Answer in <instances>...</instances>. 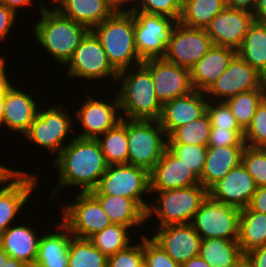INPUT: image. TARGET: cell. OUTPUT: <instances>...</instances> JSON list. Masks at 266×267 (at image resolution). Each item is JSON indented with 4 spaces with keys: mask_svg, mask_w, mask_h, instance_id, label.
<instances>
[{
    "mask_svg": "<svg viewBox=\"0 0 266 267\" xmlns=\"http://www.w3.org/2000/svg\"><path fill=\"white\" fill-rule=\"evenodd\" d=\"M53 163L59 180L49 195L51 200L67 186H80V192H91L99 185L108 166L98 141L79 137H71Z\"/></svg>",
    "mask_w": 266,
    "mask_h": 267,
    "instance_id": "6da1fadb",
    "label": "cell"
},
{
    "mask_svg": "<svg viewBox=\"0 0 266 267\" xmlns=\"http://www.w3.org/2000/svg\"><path fill=\"white\" fill-rule=\"evenodd\" d=\"M39 7L41 18L33 26L35 39L56 62L66 66L90 30L61 15L55 8L44 4Z\"/></svg>",
    "mask_w": 266,
    "mask_h": 267,
    "instance_id": "7a4b0ae2",
    "label": "cell"
},
{
    "mask_svg": "<svg viewBox=\"0 0 266 267\" xmlns=\"http://www.w3.org/2000/svg\"><path fill=\"white\" fill-rule=\"evenodd\" d=\"M117 83L121 84L116 94L119 100L120 114L124 113L122 118L160 119L163 105L156 97L151 71L143 63L132 69L120 71Z\"/></svg>",
    "mask_w": 266,
    "mask_h": 267,
    "instance_id": "3957f363",
    "label": "cell"
},
{
    "mask_svg": "<svg viewBox=\"0 0 266 267\" xmlns=\"http://www.w3.org/2000/svg\"><path fill=\"white\" fill-rule=\"evenodd\" d=\"M91 31L99 39L109 62L118 72L143 63L135 47L132 11L114 12Z\"/></svg>",
    "mask_w": 266,
    "mask_h": 267,
    "instance_id": "277c9868",
    "label": "cell"
},
{
    "mask_svg": "<svg viewBox=\"0 0 266 267\" xmlns=\"http://www.w3.org/2000/svg\"><path fill=\"white\" fill-rule=\"evenodd\" d=\"M156 198L150 203L146 212V220L155 216L158 227L190 224L199 210L202 202L207 198L208 190L201 184L166 191H150ZM158 195V197H157Z\"/></svg>",
    "mask_w": 266,
    "mask_h": 267,
    "instance_id": "5b68a950",
    "label": "cell"
},
{
    "mask_svg": "<svg viewBox=\"0 0 266 267\" xmlns=\"http://www.w3.org/2000/svg\"><path fill=\"white\" fill-rule=\"evenodd\" d=\"M127 164L149 172L168 148V136L158 120L127 119Z\"/></svg>",
    "mask_w": 266,
    "mask_h": 267,
    "instance_id": "8992f818",
    "label": "cell"
},
{
    "mask_svg": "<svg viewBox=\"0 0 266 267\" xmlns=\"http://www.w3.org/2000/svg\"><path fill=\"white\" fill-rule=\"evenodd\" d=\"M91 193L118 195L133 199L147 212L149 203L145 201L144 196L147 193L151 194L150 172L130 164L109 165L99 185Z\"/></svg>",
    "mask_w": 266,
    "mask_h": 267,
    "instance_id": "52a82bcc",
    "label": "cell"
},
{
    "mask_svg": "<svg viewBox=\"0 0 266 267\" xmlns=\"http://www.w3.org/2000/svg\"><path fill=\"white\" fill-rule=\"evenodd\" d=\"M38 110V115L31 124L24 138L32 144L39 145L49 152L58 156L62 149L67 145L64 144L69 133L75 132L72 130L74 124L73 116L66 110L64 105H50L46 110ZM73 119V120H72ZM67 136V137H66ZM64 144V145H63Z\"/></svg>",
    "mask_w": 266,
    "mask_h": 267,
    "instance_id": "ba28073f",
    "label": "cell"
},
{
    "mask_svg": "<svg viewBox=\"0 0 266 267\" xmlns=\"http://www.w3.org/2000/svg\"><path fill=\"white\" fill-rule=\"evenodd\" d=\"M134 15L135 47L144 61L163 58L173 29L178 21L174 18L143 11H132Z\"/></svg>",
    "mask_w": 266,
    "mask_h": 267,
    "instance_id": "9c48e42d",
    "label": "cell"
},
{
    "mask_svg": "<svg viewBox=\"0 0 266 267\" xmlns=\"http://www.w3.org/2000/svg\"><path fill=\"white\" fill-rule=\"evenodd\" d=\"M67 76L88 80L112 79L117 81L119 72L111 65L99 39L90 30L75 49L67 64ZM112 77V78H111Z\"/></svg>",
    "mask_w": 266,
    "mask_h": 267,
    "instance_id": "30bf717a",
    "label": "cell"
},
{
    "mask_svg": "<svg viewBox=\"0 0 266 267\" xmlns=\"http://www.w3.org/2000/svg\"><path fill=\"white\" fill-rule=\"evenodd\" d=\"M78 193L75 201L72 200L70 204L60 207L62 209L61 222L73 236L89 239L112 222L103 211L99 200L91 192L78 191Z\"/></svg>",
    "mask_w": 266,
    "mask_h": 267,
    "instance_id": "8fae6325",
    "label": "cell"
},
{
    "mask_svg": "<svg viewBox=\"0 0 266 267\" xmlns=\"http://www.w3.org/2000/svg\"><path fill=\"white\" fill-rule=\"evenodd\" d=\"M240 211L238 208L215 201L208 195L190 224L201 239L238 240Z\"/></svg>",
    "mask_w": 266,
    "mask_h": 267,
    "instance_id": "7c38bea8",
    "label": "cell"
},
{
    "mask_svg": "<svg viewBox=\"0 0 266 267\" xmlns=\"http://www.w3.org/2000/svg\"><path fill=\"white\" fill-rule=\"evenodd\" d=\"M212 46L206 29L188 27L178 21L163 58L190 70Z\"/></svg>",
    "mask_w": 266,
    "mask_h": 267,
    "instance_id": "4fadbf2b",
    "label": "cell"
},
{
    "mask_svg": "<svg viewBox=\"0 0 266 267\" xmlns=\"http://www.w3.org/2000/svg\"><path fill=\"white\" fill-rule=\"evenodd\" d=\"M253 89H266L264 77L236 53L224 73L205 94L208 100L225 101L239 93Z\"/></svg>",
    "mask_w": 266,
    "mask_h": 267,
    "instance_id": "5bb4252c",
    "label": "cell"
},
{
    "mask_svg": "<svg viewBox=\"0 0 266 267\" xmlns=\"http://www.w3.org/2000/svg\"><path fill=\"white\" fill-rule=\"evenodd\" d=\"M85 97L87 99L83 100L82 106L76 109V121H79L83 129L76 137L97 139L122 120L119 100L116 93L111 103L95 99L91 94Z\"/></svg>",
    "mask_w": 266,
    "mask_h": 267,
    "instance_id": "9a60e30c",
    "label": "cell"
},
{
    "mask_svg": "<svg viewBox=\"0 0 266 267\" xmlns=\"http://www.w3.org/2000/svg\"><path fill=\"white\" fill-rule=\"evenodd\" d=\"M143 64L151 71L155 94L162 105L194 90L189 69L164 58L144 60Z\"/></svg>",
    "mask_w": 266,
    "mask_h": 267,
    "instance_id": "2e32d148",
    "label": "cell"
},
{
    "mask_svg": "<svg viewBox=\"0 0 266 267\" xmlns=\"http://www.w3.org/2000/svg\"><path fill=\"white\" fill-rule=\"evenodd\" d=\"M254 21L253 12L226 6L205 29L213 45L237 50Z\"/></svg>",
    "mask_w": 266,
    "mask_h": 267,
    "instance_id": "e0dca14e",
    "label": "cell"
},
{
    "mask_svg": "<svg viewBox=\"0 0 266 267\" xmlns=\"http://www.w3.org/2000/svg\"><path fill=\"white\" fill-rule=\"evenodd\" d=\"M37 176L32 172H16L0 186V236L12 225L27 201H30L29 198L39 183Z\"/></svg>",
    "mask_w": 266,
    "mask_h": 267,
    "instance_id": "ac0fdd59",
    "label": "cell"
},
{
    "mask_svg": "<svg viewBox=\"0 0 266 267\" xmlns=\"http://www.w3.org/2000/svg\"><path fill=\"white\" fill-rule=\"evenodd\" d=\"M158 228L150 237L175 262L183 264L199 256L201 237L191 224L168 225Z\"/></svg>",
    "mask_w": 266,
    "mask_h": 267,
    "instance_id": "d6986e66",
    "label": "cell"
},
{
    "mask_svg": "<svg viewBox=\"0 0 266 267\" xmlns=\"http://www.w3.org/2000/svg\"><path fill=\"white\" fill-rule=\"evenodd\" d=\"M257 188L253 177L241 162L215 183L208 194L215 201L242 210L248 207Z\"/></svg>",
    "mask_w": 266,
    "mask_h": 267,
    "instance_id": "ffe728a7",
    "label": "cell"
},
{
    "mask_svg": "<svg viewBox=\"0 0 266 267\" xmlns=\"http://www.w3.org/2000/svg\"><path fill=\"white\" fill-rule=\"evenodd\" d=\"M208 101L205 92L194 89L186 95L164 103L158 121L167 136L176 128L203 116L207 112Z\"/></svg>",
    "mask_w": 266,
    "mask_h": 267,
    "instance_id": "44dd1931",
    "label": "cell"
},
{
    "mask_svg": "<svg viewBox=\"0 0 266 267\" xmlns=\"http://www.w3.org/2000/svg\"><path fill=\"white\" fill-rule=\"evenodd\" d=\"M200 184L199 177L168 148L150 171V191H166Z\"/></svg>",
    "mask_w": 266,
    "mask_h": 267,
    "instance_id": "7402d4cb",
    "label": "cell"
},
{
    "mask_svg": "<svg viewBox=\"0 0 266 267\" xmlns=\"http://www.w3.org/2000/svg\"><path fill=\"white\" fill-rule=\"evenodd\" d=\"M27 92L12 86L4 94V116L2 127L6 126L14 134L15 132L25 135L36 116L40 106Z\"/></svg>",
    "mask_w": 266,
    "mask_h": 267,
    "instance_id": "603a6c76",
    "label": "cell"
},
{
    "mask_svg": "<svg viewBox=\"0 0 266 267\" xmlns=\"http://www.w3.org/2000/svg\"><path fill=\"white\" fill-rule=\"evenodd\" d=\"M235 54L236 50L233 48L213 45L190 69L193 88L198 91L206 92L224 73Z\"/></svg>",
    "mask_w": 266,
    "mask_h": 267,
    "instance_id": "cb8c5ba5",
    "label": "cell"
},
{
    "mask_svg": "<svg viewBox=\"0 0 266 267\" xmlns=\"http://www.w3.org/2000/svg\"><path fill=\"white\" fill-rule=\"evenodd\" d=\"M9 226L0 236V246L11 258L33 267L37 257L40 235L31 226ZM37 233V234H36Z\"/></svg>",
    "mask_w": 266,
    "mask_h": 267,
    "instance_id": "d4e9b609",
    "label": "cell"
},
{
    "mask_svg": "<svg viewBox=\"0 0 266 267\" xmlns=\"http://www.w3.org/2000/svg\"><path fill=\"white\" fill-rule=\"evenodd\" d=\"M54 228H57L56 232L41 234L33 267H68V250L73 234L61 221Z\"/></svg>",
    "mask_w": 266,
    "mask_h": 267,
    "instance_id": "484cf974",
    "label": "cell"
},
{
    "mask_svg": "<svg viewBox=\"0 0 266 267\" xmlns=\"http://www.w3.org/2000/svg\"><path fill=\"white\" fill-rule=\"evenodd\" d=\"M245 146H207L205 165L199 177L200 184L209 190L221 180L232 168L242 162Z\"/></svg>",
    "mask_w": 266,
    "mask_h": 267,
    "instance_id": "4316f807",
    "label": "cell"
},
{
    "mask_svg": "<svg viewBox=\"0 0 266 267\" xmlns=\"http://www.w3.org/2000/svg\"><path fill=\"white\" fill-rule=\"evenodd\" d=\"M54 6L61 15L89 30L108 19L115 12L106 0H60Z\"/></svg>",
    "mask_w": 266,
    "mask_h": 267,
    "instance_id": "83f0119b",
    "label": "cell"
},
{
    "mask_svg": "<svg viewBox=\"0 0 266 267\" xmlns=\"http://www.w3.org/2000/svg\"><path fill=\"white\" fill-rule=\"evenodd\" d=\"M112 223L134 228L148 223L146 212L133 200L118 195L93 194Z\"/></svg>",
    "mask_w": 266,
    "mask_h": 267,
    "instance_id": "f1b7e54d",
    "label": "cell"
},
{
    "mask_svg": "<svg viewBox=\"0 0 266 267\" xmlns=\"http://www.w3.org/2000/svg\"><path fill=\"white\" fill-rule=\"evenodd\" d=\"M199 255L211 267H237L244 260L238 241L223 238L202 239Z\"/></svg>",
    "mask_w": 266,
    "mask_h": 267,
    "instance_id": "f546056e",
    "label": "cell"
},
{
    "mask_svg": "<svg viewBox=\"0 0 266 267\" xmlns=\"http://www.w3.org/2000/svg\"><path fill=\"white\" fill-rule=\"evenodd\" d=\"M236 53L264 77L266 75V24L254 21Z\"/></svg>",
    "mask_w": 266,
    "mask_h": 267,
    "instance_id": "4dcf8cb0",
    "label": "cell"
},
{
    "mask_svg": "<svg viewBox=\"0 0 266 267\" xmlns=\"http://www.w3.org/2000/svg\"><path fill=\"white\" fill-rule=\"evenodd\" d=\"M238 243L242 252L266 245V213L248 207L240 211Z\"/></svg>",
    "mask_w": 266,
    "mask_h": 267,
    "instance_id": "1f68e13d",
    "label": "cell"
},
{
    "mask_svg": "<svg viewBox=\"0 0 266 267\" xmlns=\"http://www.w3.org/2000/svg\"><path fill=\"white\" fill-rule=\"evenodd\" d=\"M226 6V0H182L179 22L188 27L205 29Z\"/></svg>",
    "mask_w": 266,
    "mask_h": 267,
    "instance_id": "d6a6232c",
    "label": "cell"
},
{
    "mask_svg": "<svg viewBox=\"0 0 266 267\" xmlns=\"http://www.w3.org/2000/svg\"><path fill=\"white\" fill-rule=\"evenodd\" d=\"M96 140L101 147V151L108 166L127 164V119L122 118L115 127L109 129Z\"/></svg>",
    "mask_w": 266,
    "mask_h": 267,
    "instance_id": "836d02e7",
    "label": "cell"
},
{
    "mask_svg": "<svg viewBox=\"0 0 266 267\" xmlns=\"http://www.w3.org/2000/svg\"><path fill=\"white\" fill-rule=\"evenodd\" d=\"M266 98V89H253L225 100L240 128L245 131L261 102Z\"/></svg>",
    "mask_w": 266,
    "mask_h": 267,
    "instance_id": "e575fe53",
    "label": "cell"
},
{
    "mask_svg": "<svg viewBox=\"0 0 266 267\" xmlns=\"http://www.w3.org/2000/svg\"><path fill=\"white\" fill-rule=\"evenodd\" d=\"M129 227L122 224L111 223L101 232L91 236L89 240L107 258L127 248L131 240V231Z\"/></svg>",
    "mask_w": 266,
    "mask_h": 267,
    "instance_id": "d590c367",
    "label": "cell"
},
{
    "mask_svg": "<svg viewBox=\"0 0 266 267\" xmlns=\"http://www.w3.org/2000/svg\"><path fill=\"white\" fill-rule=\"evenodd\" d=\"M108 258L86 238L73 236L68 250V267H107Z\"/></svg>",
    "mask_w": 266,
    "mask_h": 267,
    "instance_id": "8d00e7d4",
    "label": "cell"
},
{
    "mask_svg": "<svg viewBox=\"0 0 266 267\" xmlns=\"http://www.w3.org/2000/svg\"><path fill=\"white\" fill-rule=\"evenodd\" d=\"M211 128V120L206 112L200 118L176 128L168 136V144L207 146Z\"/></svg>",
    "mask_w": 266,
    "mask_h": 267,
    "instance_id": "74e56055",
    "label": "cell"
},
{
    "mask_svg": "<svg viewBox=\"0 0 266 267\" xmlns=\"http://www.w3.org/2000/svg\"><path fill=\"white\" fill-rule=\"evenodd\" d=\"M168 149L200 177L205 165L207 146L168 144Z\"/></svg>",
    "mask_w": 266,
    "mask_h": 267,
    "instance_id": "f35d334b",
    "label": "cell"
},
{
    "mask_svg": "<svg viewBox=\"0 0 266 267\" xmlns=\"http://www.w3.org/2000/svg\"><path fill=\"white\" fill-rule=\"evenodd\" d=\"M242 164L253 177L257 187L266 186V148L245 146L242 152Z\"/></svg>",
    "mask_w": 266,
    "mask_h": 267,
    "instance_id": "ab89813d",
    "label": "cell"
},
{
    "mask_svg": "<svg viewBox=\"0 0 266 267\" xmlns=\"http://www.w3.org/2000/svg\"><path fill=\"white\" fill-rule=\"evenodd\" d=\"M245 145L266 148V98L258 106L250 125L244 131Z\"/></svg>",
    "mask_w": 266,
    "mask_h": 267,
    "instance_id": "60d3db41",
    "label": "cell"
},
{
    "mask_svg": "<svg viewBox=\"0 0 266 267\" xmlns=\"http://www.w3.org/2000/svg\"><path fill=\"white\" fill-rule=\"evenodd\" d=\"M131 11L169 16L179 21L182 0H134Z\"/></svg>",
    "mask_w": 266,
    "mask_h": 267,
    "instance_id": "b9f144b4",
    "label": "cell"
},
{
    "mask_svg": "<svg viewBox=\"0 0 266 267\" xmlns=\"http://www.w3.org/2000/svg\"><path fill=\"white\" fill-rule=\"evenodd\" d=\"M143 235L140 236V243L130 244L127 248L118 251L108 257L107 267H144L143 256Z\"/></svg>",
    "mask_w": 266,
    "mask_h": 267,
    "instance_id": "7bdbcfd3",
    "label": "cell"
},
{
    "mask_svg": "<svg viewBox=\"0 0 266 267\" xmlns=\"http://www.w3.org/2000/svg\"><path fill=\"white\" fill-rule=\"evenodd\" d=\"M144 267H182L175 262L150 235H143Z\"/></svg>",
    "mask_w": 266,
    "mask_h": 267,
    "instance_id": "ee69618b",
    "label": "cell"
},
{
    "mask_svg": "<svg viewBox=\"0 0 266 267\" xmlns=\"http://www.w3.org/2000/svg\"><path fill=\"white\" fill-rule=\"evenodd\" d=\"M207 113L212 128L242 130L225 101H208Z\"/></svg>",
    "mask_w": 266,
    "mask_h": 267,
    "instance_id": "f6af8a7d",
    "label": "cell"
},
{
    "mask_svg": "<svg viewBox=\"0 0 266 267\" xmlns=\"http://www.w3.org/2000/svg\"><path fill=\"white\" fill-rule=\"evenodd\" d=\"M207 146H246L244 141V131L223 128H211Z\"/></svg>",
    "mask_w": 266,
    "mask_h": 267,
    "instance_id": "bcb514c9",
    "label": "cell"
},
{
    "mask_svg": "<svg viewBox=\"0 0 266 267\" xmlns=\"http://www.w3.org/2000/svg\"><path fill=\"white\" fill-rule=\"evenodd\" d=\"M17 15L14 11L0 3V42L7 41L6 39L10 35L11 27H14Z\"/></svg>",
    "mask_w": 266,
    "mask_h": 267,
    "instance_id": "7dc6e473",
    "label": "cell"
},
{
    "mask_svg": "<svg viewBox=\"0 0 266 267\" xmlns=\"http://www.w3.org/2000/svg\"><path fill=\"white\" fill-rule=\"evenodd\" d=\"M250 267H266V245L254 248L244 254Z\"/></svg>",
    "mask_w": 266,
    "mask_h": 267,
    "instance_id": "c3c4849f",
    "label": "cell"
},
{
    "mask_svg": "<svg viewBox=\"0 0 266 267\" xmlns=\"http://www.w3.org/2000/svg\"><path fill=\"white\" fill-rule=\"evenodd\" d=\"M250 210L266 213V186L258 187L248 205Z\"/></svg>",
    "mask_w": 266,
    "mask_h": 267,
    "instance_id": "681fc988",
    "label": "cell"
},
{
    "mask_svg": "<svg viewBox=\"0 0 266 267\" xmlns=\"http://www.w3.org/2000/svg\"><path fill=\"white\" fill-rule=\"evenodd\" d=\"M5 56L0 55V94H5L12 86L13 81L8 79V71L6 72V61Z\"/></svg>",
    "mask_w": 266,
    "mask_h": 267,
    "instance_id": "f907efd6",
    "label": "cell"
},
{
    "mask_svg": "<svg viewBox=\"0 0 266 267\" xmlns=\"http://www.w3.org/2000/svg\"><path fill=\"white\" fill-rule=\"evenodd\" d=\"M226 2L229 7L250 12H254L258 4V0H226Z\"/></svg>",
    "mask_w": 266,
    "mask_h": 267,
    "instance_id": "816d5d0a",
    "label": "cell"
},
{
    "mask_svg": "<svg viewBox=\"0 0 266 267\" xmlns=\"http://www.w3.org/2000/svg\"><path fill=\"white\" fill-rule=\"evenodd\" d=\"M1 4H4L7 8L14 11L16 14H18V9L24 7L31 6L33 3L32 0H0Z\"/></svg>",
    "mask_w": 266,
    "mask_h": 267,
    "instance_id": "f5cc1de1",
    "label": "cell"
},
{
    "mask_svg": "<svg viewBox=\"0 0 266 267\" xmlns=\"http://www.w3.org/2000/svg\"><path fill=\"white\" fill-rule=\"evenodd\" d=\"M106 2L112 7V9L117 11H131L133 7L134 0H106ZM127 3V4H126ZM131 3V4H130ZM130 6H129V5ZM128 7H127V6ZM125 6V7H124ZM132 6V7H131ZM124 7V8H123ZM126 8V9H125Z\"/></svg>",
    "mask_w": 266,
    "mask_h": 267,
    "instance_id": "db71d44e",
    "label": "cell"
},
{
    "mask_svg": "<svg viewBox=\"0 0 266 267\" xmlns=\"http://www.w3.org/2000/svg\"><path fill=\"white\" fill-rule=\"evenodd\" d=\"M253 15L256 22L266 24V0H258Z\"/></svg>",
    "mask_w": 266,
    "mask_h": 267,
    "instance_id": "11a10c76",
    "label": "cell"
},
{
    "mask_svg": "<svg viewBox=\"0 0 266 267\" xmlns=\"http://www.w3.org/2000/svg\"><path fill=\"white\" fill-rule=\"evenodd\" d=\"M16 172H20V170H15L5 166L4 164H0V184L3 185Z\"/></svg>",
    "mask_w": 266,
    "mask_h": 267,
    "instance_id": "9f6ffc18",
    "label": "cell"
},
{
    "mask_svg": "<svg viewBox=\"0 0 266 267\" xmlns=\"http://www.w3.org/2000/svg\"><path fill=\"white\" fill-rule=\"evenodd\" d=\"M182 267H211L200 255L182 264Z\"/></svg>",
    "mask_w": 266,
    "mask_h": 267,
    "instance_id": "6f0895ef",
    "label": "cell"
},
{
    "mask_svg": "<svg viewBox=\"0 0 266 267\" xmlns=\"http://www.w3.org/2000/svg\"><path fill=\"white\" fill-rule=\"evenodd\" d=\"M2 267H28L27 265H25L23 262L15 259V258H11L9 257L6 260L5 265H3Z\"/></svg>",
    "mask_w": 266,
    "mask_h": 267,
    "instance_id": "680465c9",
    "label": "cell"
},
{
    "mask_svg": "<svg viewBox=\"0 0 266 267\" xmlns=\"http://www.w3.org/2000/svg\"><path fill=\"white\" fill-rule=\"evenodd\" d=\"M3 116H4V94H0V127L3 124Z\"/></svg>",
    "mask_w": 266,
    "mask_h": 267,
    "instance_id": "91938a15",
    "label": "cell"
},
{
    "mask_svg": "<svg viewBox=\"0 0 266 267\" xmlns=\"http://www.w3.org/2000/svg\"><path fill=\"white\" fill-rule=\"evenodd\" d=\"M9 258V255L1 248L0 246V267L5 265L6 260Z\"/></svg>",
    "mask_w": 266,
    "mask_h": 267,
    "instance_id": "94428289",
    "label": "cell"
},
{
    "mask_svg": "<svg viewBox=\"0 0 266 267\" xmlns=\"http://www.w3.org/2000/svg\"><path fill=\"white\" fill-rule=\"evenodd\" d=\"M237 267H250V266L245 260H243Z\"/></svg>",
    "mask_w": 266,
    "mask_h": 267,
    "instance_id": "6125c7cd",
    "label": "cell"
},
{
    "mask_svg": "<svg viewBox=\"0 0 266 267\" xmlns=\"http://www.w3.org/2000/svg\"><path fill=\"white\" fill-rule=\"evenodd\" d=\"M264 87L266 88V75L264 76Z\"/></svg>",
    "mask_w": 266,
    "mask_h": 267,
    "instance_id": "be15d7a7",
    "label": "cell"
},
{
    "mask_svg": "<svg viewBox=\"0 0 266 267\" xmlns=\"http://www.w3.org/2000/svg\"><path fill=\"white\" fill-rule=\"evenodd\" d=\"M54 3L56 2L55 5H57V3L60 1V0H52Z\"/></svg>",
    "mask_w": 266,
    "mask_h": 267,
    "instance_id": "e7e4bbea",
    "label": "cell"
}]
</instances>
